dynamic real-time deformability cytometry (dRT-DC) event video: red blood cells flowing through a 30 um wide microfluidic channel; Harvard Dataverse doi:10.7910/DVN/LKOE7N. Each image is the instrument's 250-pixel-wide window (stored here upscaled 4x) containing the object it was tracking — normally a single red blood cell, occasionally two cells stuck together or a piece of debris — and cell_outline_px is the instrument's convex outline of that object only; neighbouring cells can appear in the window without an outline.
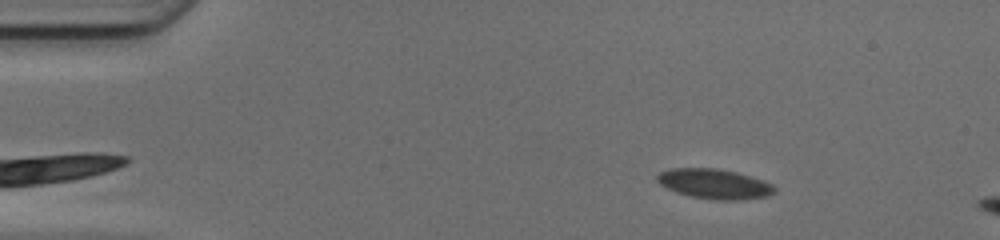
{"species": "common noctule bat (a hibernating species)", "species_latin": "Nyctalus noctula", "temperature_condition": "cold", "stored_images_in_passage": 9, "camera_frame_rate_fps": 3000, "um_per_image_px": 0.085, "animal": {"sex": "female", "body_mass_g": 17.0, "forearm_length_mm": 48.0}, "frame": {"image": 1, "passage_image": 2, "time_ms": 0.333, "image_size_px": [1000, 240], "cell_outline_px": [[776, 192], [768, 196], [740, 200], [716, 200], [692, 196], [676, 192], [660, 184], [656, 180], [656, 176], [660, 172], [672, 168], [716, 168], [736, 172], [772, 184], [776, 188]], "centroid_in_image_um": [60.72, 15.63], "position_along_channel_um": 24.3, "area_um2": 20.29}}